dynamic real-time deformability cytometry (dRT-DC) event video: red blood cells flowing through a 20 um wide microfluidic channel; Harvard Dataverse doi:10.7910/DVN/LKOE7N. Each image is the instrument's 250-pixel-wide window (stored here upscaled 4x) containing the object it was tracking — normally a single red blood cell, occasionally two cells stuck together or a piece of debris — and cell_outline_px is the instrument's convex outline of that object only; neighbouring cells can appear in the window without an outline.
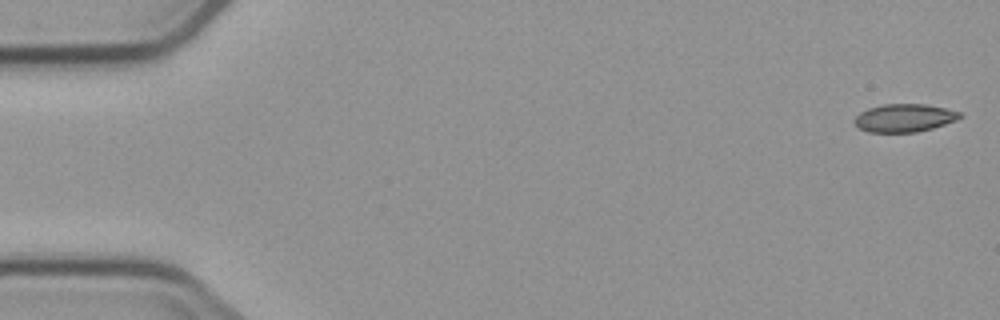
{"species": "common noctule bat (a hibernating species)", "species_latin": "Nyctalus noctula", "temperature_condition": "cold", "stored_images_in_passage": 2, "camera_frame_rate_fps": 3000, "um_per_image_px": 0.085, "animal": {"sex": "male", "body_mass_g": 23.1, "forearm_length_mm": 52.7}, "frame": {"image": 1, "passage_image": 2, "time_ms": 2.0, "image_size_px": [1000, 320], "cell_outline_px": [[964, 116], [956, 120], [932, 128], [916, 132], [868, 132], [860, 128], [856, 124], [856, 116], [860, 112], [868, 108], [884, 104], [924, 104], [944, 108], [960, 112]], "centroid_in_image_um": [76.89, 10.02], "position_along_channel_um": 8.1, "area_um2": 16.99}}